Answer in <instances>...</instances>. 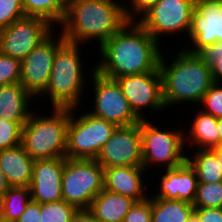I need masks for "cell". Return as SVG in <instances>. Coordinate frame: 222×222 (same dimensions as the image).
<instances>
[{
    "label": "cell",
    "mask_w": 222,
    "mask_h": 222,
    "mask_svg": "<svg viewBox=\"0 0 222 222\" xmlns=\"http://www.w3.org/2000/svg\"><path fill=\"white\" fill-rule=\"evenodd\" d=\"M25 16L38 17L50 24H61L67 10L63 0H22Z\"/></svg>",
    "instance_id": "26"
},
{
    "label": "cell",
    "mask_w": 222,
    "mask_h": 222,
    "mask_svg": "<svg viewBox=\"0 0 222 222\" xmlns=\"http://www.w3.org/2000/svg\"><path fill=\"white\" fill-rule=\"evenodd\" d=\"M63 170L64 157L34 160L29 185L32 200L40 204L63 200Z\"/></svg>",
    "instance_id": "16"
},
{
    "label": "cell",
    "mask_w": 222,
    "mask_h": 222,
    "mask_svg": "<svg viewBox=\"0 0 222 222\" xmlns=\"http://www.w3.org/2000/svg\"><path fill=\"white\" fill-rule=\"evenodd\" d=\"M34 112L23 125L22 147L33 160L66 157L70 108H53L48 116Z\"/></svg>",
    "instance_id": "5"
},
{
    "label": "cell",
    "mask_w": 222,
    "mask_h": 222,
    "mask_svg": "<svg viewBox=\"0 0 222 222\" xmlns=\"http://www.w3.org/2000/svg\"><path fill=\"white\" fill-rule=\"evenodd\" d=\"M193 212L190 202L151 196L152 222H187Z\"/></svg>",
    "instance_id": "23"
},
{
    "label": "cell",
    "mask_w": 222,
    "mask_h": 222,
    "mask_svg": "<svg viewBox=\"0 0 222 222\" xmlns=\"http://www.w3.org/2000/svg\"><path fill=\"white\" fill-rule=\"evenodd\" d=\"M92 69L94 86V109L89 111L92 115L103 118L118 126H129L137 124L140 119L130 108L127 98L116 79H109Z\"/></svg>",
    "instance_id": "10"
},
{
    "label": "cell",
    "mask_w": 222,
    "mask_h": 222,
    "mask_svg": "<svg viewBox=\"0 0 222 222\" xmlns=\"http://www.w3.org/2000/svg\"><path fill=\"white\" fill-rule=\"evenodd\" d=\"M218 160L222 170V147H218Z\"/></svg>",
    "instance_id": "42"
},
{
    "label": "cell",
    "mask_w": 222,
    "mask_h": 222,
    "mask_svg": "<svg viewBox=\"0 0 222 222\" xmlns=\"http://www.w3.org/2000/svg\"><path fill=\"white\" fill-rule=\"evenodd\" d=\"M220 85L222 84L213 83L199 103L205 106L202 111L216 118L222 116V86Z\"/></svg>",
    "instance_id": "32"
},
{
    "label": "cell",
    "mask_w": 222,
    "mask_h": 222,
    "mask_svg": "<svg viewBox=\"0 0 222 222\" xmlns=\"http://www.w3.org/2000/svg\"><path fill=\"white\" fill-rule=\"evenodd\" d=\"M128 22L124 5L115 0H73L67 4L60 26L68 42L81 44L96 40L100 45Z\"/></svg>",
    "instance_id": "2"
},
{
    "label": "cell",
    "mask_w": 222,
    "mask_h": 222,
    "mask_svg": "<svg viewBox=\"0 0 222 222\" xmlns=\"http://www.w3.org/2000/svg\"><path fill=\"white\" fill-rule=\"evenodd\" d=\"M103 168L142 166L140 122L118 126L95 159Z\"/></svg>",
    "instance_id": "14"
},
{
    "label": "cell",
    "mask_w": 222,
    "mask_h": 222,
    "mask_svg": "<svg viewBox=\"0 0 222 222\" xmlns=\"http://www.w3.org/2000/svg\"><path fill=\"white\" fill-rule=\"evenodd\" d=\"M26 121H6L0 118V150L21 144L22 128Z\"/></svg>",
    "instance_id": "29"
},
{
    "label": "cell",
    "mask_w": 222,
    "mask_h": 222,
    "mask_svg": "<svg viewBox=\"0 0 222 222\" xmlns=\"http://www.w3.org/2000/svg\"><path fill=\"white\" fill-rule=\"evenodd\" d=\"M158 0H128L129 4H131L130 8L126 7L124 4V11L128 22H135V16L140 19L146 12H148ZM128 8V9H127Z\"/></svg>",
    "instance_id": "35"
},
{
    "label": "cell",
    "mask_w": 222,
    "mask_h": 222,
    "mask_svg": "<svg viewBox=\"0 0 222 222\" xmlns=\"http://www.w3.org/2000/svg\"><path fill=\"white\" fill-rule=\"evenodd\" d=\"M160 180V189L152 197L194 202L198 179L187 160L173 169H166Z\"/></svg>",
    "instance_id": "17"
},
{
    "label": "cell",
    "mask_w": 222,
    "mask_h": 222,
    "mask_svg": "<svg viewBox=\"0 0 222 222\" xmlns=\"http://www.w3.org/2000/svg\"><path fill=\"white\" fill-rule=\"evenodd\" d=\"M31 201L29 187H9L0 199V218L16 222Z\"/></svg>",
    "instance_id": "25"
},
{
    "label": "cell",
    "mask_w": 222,
    "mask_h": 222,
    "mask_svg": "<svg viewBox=\"0 0 222 222\" xmlns=\"http://www.w3.org/2000/svg\"><path fill=\"white\" fill-rule=\"evenodd\" d=\"M195 2L196 0H158L137 22L158 43L163 34L177 36V33H188L189 36Z\"/></svg>",
    "instance_id": "9"
},
{
    "label": "cell",
    "mask_w": 222,
    "mask_h": 222,
    "mask_svg": "<svg viewBox=\"0 0 222 222\" xmlns=\"http://www.w3.org/2000/svg\"><path fill=\"white\" fill-rule=\"evenodd\" d=\"M210 66L214 83L222 81V42L206 46L198 53Z\"/></svg>",
    "instance_id": "30"
},
{
    "label": "cell",
    "mask_w": 222,
    "mask_h": 222,
    "mask_svg": "<svg viewBox=\"0 0 222 222\" xmlns=\"http://www.w3.org/2000/svg\"><path fill=\"white\" fill-rule=\"evenodd\" d=\"M78 209L64 200L40 204L41 222H71Z\"/></svg>",
    "instance_id": "28"
},
{
    "label": "cell",
    "mask_w": 222,
    "mask_h": 222,
    "mask_svg": "<svg viewBox=\"0 0 222 222\" xmlns=\"http://www.w3.org/2000/svg\"><path fill=\"white\" fill-rule=\"evenodd\" d=\"M187 161L195 169L198 182L215 183L222 181V170L218 160V147L208 150H195ZM191 158V159H190Z\"/></svg>",
    "instance_id": "24"
},
{
    "label": "cell",
    "mask_w": 222,
    "mask_h": 222,
    "mask_svg": "<svg viewBox=\"0 0 222 222\" xmlns=\"http://www.w3.org/2000/svg\"><path fill=\"white\" fill-rule=\"evenodd\" d=\"M194 208H222V181L198 182Z\"/></svg>",
    "instance_id": "27"
},
{
    "label": "cell",
    "mask_w": 222,
    "mask_h": 222,
    "mask_svg": "<svg viewBox=\"0 0 222 222\" xmlns=\"http://www.w3.org/2000/svg\"><path fill=\"white\" fill-rule=\"evenodd\" d=\"M80 48V44L65 41L55 53L49 83L40 95L49 96L53 106L51 108L77 109L81 106L79 103L84 96L83 88L87 82L83 73L86 70L82 68Z\"/></svg>",
    "instance_id": "4"
},
{
    "label": "cell",
    "mask_w": 222,
    "mask_h": 222,
    "mask_svg": "<svg viewBox=\"0 0 222 222\" xmlns=\"http://www.w3.org/2000/svg\"><path fill=\"white\" fill-rule=\"evenodd\" d=\"M190 53H199L206 46L222 42V0H196L188 37ZM194 47V48H193Z\"/></svg>",
    "instance_id": "15"
},
{
    "label": "cell",
    "mask_w": 222,
    "mask_h": 222,
    "mask_svg": "<svg viewBox=\"0 0 222 222\" xmlns=\"http://www.w3.org/2000/svg\"><path fill=\"white\" fill-rule=\"evenodd\" d=\"M71 222H98L88 209H79L72 218Z\"/></svg>",
    "instance_id": "38"
},
{
    "label": "cell",
    "mask_w": 222,
    "mask_h": 222,
    "mask_svg": "<svg viewBox=\"0 0 222 222\" xmlns=\"http://www.w3.org/2000/svg\"><path fill=\"white\" fill-rule=\"evenodd\" d=\"M123 222H152L151 197L136 201L125 215Z\"/></svg>",
    "instance_id": "34"
},
{
    "label": "cell",
    "mask_w": 222,
    "mask_h": 222,
    "mask_svg": "<svg viewBox=\"0 0 222 222\" xmlns=\"http://www.w3.org/2000/svg\"><path fill=\"white\" fill-rule=\"evenodd\" d=\"M192 119V125L185 133V145H189L199 148V150H208L219 147V130L217 118L213 117L202 110H198ZM188 136V139L186 138ZM190 137V138H189ZM187 140V142H186Z\"/></svg>",
    "instance_id": "22"
},
{
    "label": "cell",
    "mask_w": 222,
    "mask_h": 222,
    "mask_svg": "<svg viewBox=\"0 0 222 222\" xmlns=\"http://www.w3.org/2000/svg\"><path fill=\"white\" fill-rule=\"evenodd\" d=\"M104 168L94 159L64 157L63 200L79 209H89L94 197L103 190Z\"/></svg>",
    "instance_id": "7"
},
{
    "label": "cell",
    "mask_w": 222,
    "mask_h": 222,
    "mask_svg": "<svg viewBox=\"0 0 222 222\" xmlns=\"http://www.w3.org/2000/svg\"><path fill=\"white\" fill-rule=\"evenodd\" d=\"M162 54L159 70L165 107L184 102L199 104L214 83L210 66L198 53L186 49L179 50L170 65Z\"/></svg>",
    "instance_id": "3"
},
{
    "label": "cell",
    "mask_w": 222,
    "mask_h": 222,
    "mask_svg": "<svg viewBox=\"0 0 222 222\" xmlns=\"http://www.w3.org/2000/svg\"><path fill=\"white\" fill-rule=\"evenodd\" d=\"M9 187L10 186L6 180L5 174L0 169V199L2 198V196L5 194V192L8 190Z\"/></svg>",
    "instance_id": "39"
},
{
    "label": "cell",
    "mask_w": 222,
    "mask_h": 222,
    "mask_svg": "<svg viewBox=\"0 0 222 222\" xmlns=\"http://www.w3.org/2000/svg\"><path fill=\"white\" fill-rule=\"evenodd\" d=\"M24 16L22 0H0V30Z\"/></svg>",
    "instance_id": "33"
},
{
    "label": "cell",
    "mask_w": 222,
    "mask_h": 222,
    "mask_svg": "<svg viewBox=\"0 0 222 222\" xmlns=\"http://www.w3.org/2000/svg\"><path fill=\"white\" fill-rule=\"evenodd\" d=\"M160 44L137 22H127L99 47L95 70L109 79L159 69Z\"/></svg>",
    "instance_id": "1"
},
{
    "label": "cell",
    "mask_w": 222,
    "mask_h": 222,
    "mask_svg": "<svg viewBox=\"0 0 222 222\" xmlns=\"http://www.w3.org/2000/svg\"><path fill=\"white\" fill-rule=\"evenodd\" d=\"M218 130H219V147H222V116L217 118Z\"/></svg>",
    "instance_id": "40"
},
{
    "label": "cell",
    "mask_w": 222,
    "mask_h": 222,
    "mask_svg": "<svg viewBox=\"0 0 222 222\" xmlns=\"http://www.w3.org/2000/svg\"><path fill=\"white\" fill-rule=\"evenodd\" d=\"M200 222H222V208H194Z\"/></svg>",
    "instance_id": "36"
},
{
    "label": "cell",
    "mask_w": 222,
    "mask_h": 222,
    "mask_svg": "<svg viewBox=\"0 0 222 222\" xmlns=\"http://www.w3.org/2000/svg\"><path fill=\"white\" fill-rule=\"evenodd\" d=\"M0 222H10V221H6L0 218Z\"/></svg>",
    "instance_id": "44"
},
{
    "label": "cell",
    "mask_w": 222,
    "mask_h": 222,
    "mask_svg": "<svg viewBox=\"0 0 222 222\" xmlns=\"http://www.w3.org/2000/svg\"><path fill=\"white\" fill-rule=\"evenodd\" d=\"M153 125L152 121L140 120L142 140V166L149 170L150 165H165V169H173L183 164L185 152V133L183 129L164 131ZM148 167V168H147Z\"/></svg>",
    "instance_id": "8"
},
{
    "label": "cell",
    "mask_w": 222,
    "mask_h": 222,
    "mask_svg": "<svg viewBox=\"0 0 222 222\" xmlns=\"http://www.w3.org/2000/svg\"><path fill=\"white\" fill-rule=\"evenodd\" d=\"M145 171L143 166L104 168L103 189L142 201L148 198L147 185L143 184Z\"/></svg>",
    "instance_id": "18"
},
{
    "label": "cell",
    "mask_w": 222,
    "mask_h": 222,
    "mask_svg": "<svg viewBox=\"0 0 222 222\" xmlns=\"http://www.w3.org/2000/svg\"><path fill=\"white\" fill-rule=\"evenodd\" d=\"M51 33L21 61L20 84L34 97L40 96L49 83L55 53L66 41L61 34ZM57 41H56V40Z\"/></svg>",
    "instance_id": "12"
},
{
    "label": "cell",
    "mask_w": 222,
    "mask_h": 222,
    "mask_svg": "<svg viewBox=\"0 0 222 222\" xmlns=\"http://www.w3.org/2000/svg\"><path fill=\"white\" fill-rule=\"evenodd\" d=\"M21 61L0 53V86L20 83Z\"/></svg>",
    "instance_id": "31"
},
{
    "label": "cell",
    "mask_w": 222,
    "mask_h": 222,
    "mask_svg": "<svg viewBox=\"0 0 222 222\" xmlns=\"http://www.w3.org/2000/svg\"><path fill=\"white\" fill-rule=\"evenodd\" d=\"M34 160L22 145L0 150V169L10 187H29Z\"/></svg>",
    "instance_id": "19"
},
{
    "label": "cell",
    "mask_w": 222,
    "mask_h": 222,
    "mask_svg": "<svg viewBox=\"0 0 222 222\" xmlns=\"http://www.w3.org/2000/svg\"><path fill=\"white\" fill-rule=\"evenodd\" d=\"M116 80L123 95L127 98L130 108L140 120L147 119L143 115L144 112H141L145 108H150L154 112L165 109L159 69L143 74L118 77Z\"/></svg>",
    "instance_id": "13"
},
{
    "label": "cell",
    "mask_w": 222,
    "mask_h": 222,
    "mask_svg": "<svg viewBox=\"0 0 222 222\" xmlns=\"http://www.w3.org/2000/svg\"><path fill=\"white\" fill-rule=\"evenodd\" d=\"M75 112V108H70L66 158L95 160L117 126L89 112L76 118Z\"/></svg>",
    "instance_id": "6"
},
{
    "label": "cell",
    "mask_w": 222,
    "mask_h": 222,
    "mask_svg": "<svg viewBox=\"0 0 222 222\" xmlns=\"http://www.w3.org/2000/svg\"><path fill=\"white\" fill-rule=\"evenodd\" d=\"M47 20L24 16L0 30V53L22 61L53 30Z\"/></svg>",
    "instance_id": "11"
},
{
    "label": "cell",
    "mask_w": 222,
    "mask_h": 222,
    "mask_svg": "<svg viewBox=\"0 0 222 222\" xmlns=\"http://www.w3.org/2000/svg\"><path fill=\"white\" fill-rule=\"evenodd\" d=\"M187 222H200L199 217L193 212Z\"/></svg>",
    "instance_id": "41"
},
{
    "label": "cell",
    "mask_w": 222,
    "mask_h": 222,
    "mask_svg": "<svg viewBox=\"0 0 222 222\" xmlns=\"http://www.w3.org/2000/svg\"><path fill=\"white\" fill-rule=\"evenodd\" d=\"M135 202L131 197L103 189L88 210L98 222H123Z\"/></svg>",
    "instance_id": "20"
},
{
    "label": "cell",
    "mask_w": 222,
    "mask_h": 222,
    "mask_svg": "<svg viewBox=\"0 0 222 222\" xmlns=\"http://www.w3.org/2000/svg\"><path fill=\"white\" fill-rule=\"evenodd\" d=\"M16 222H41L40 203L32 200Z\"/></svg>",
    "instance_id": "37"
},
{
    "label": "cell",
    "mask_w": 222,
    "mask_h": 222,
    "mask_svg": "<svg viewBox=\"0 0 222 222\" xmlns=\"http://www.w3.org/2000/svg\"><path fill=\"white\" fill-rule=\"evenodd\" d=\"M35 98L20 84L0 86V118L6 121H27L29 100Z\"/></svg>",
    "instance_id": "21"
},
{
    "label": "cell",
    "mask_w": 222,
    "mask_h": 222,
    "mask_svg": "<svg viewBox=\"0 0 222 222\" xmlns=\"http://www.w3.org/2000/svg\"><path fill=\"white\" fill-rule=\"evenodd\" d=\"M66 4L70 3L73 0H63Z\"/></svg>",
    "instance_id": "43"
}]
</instances>
